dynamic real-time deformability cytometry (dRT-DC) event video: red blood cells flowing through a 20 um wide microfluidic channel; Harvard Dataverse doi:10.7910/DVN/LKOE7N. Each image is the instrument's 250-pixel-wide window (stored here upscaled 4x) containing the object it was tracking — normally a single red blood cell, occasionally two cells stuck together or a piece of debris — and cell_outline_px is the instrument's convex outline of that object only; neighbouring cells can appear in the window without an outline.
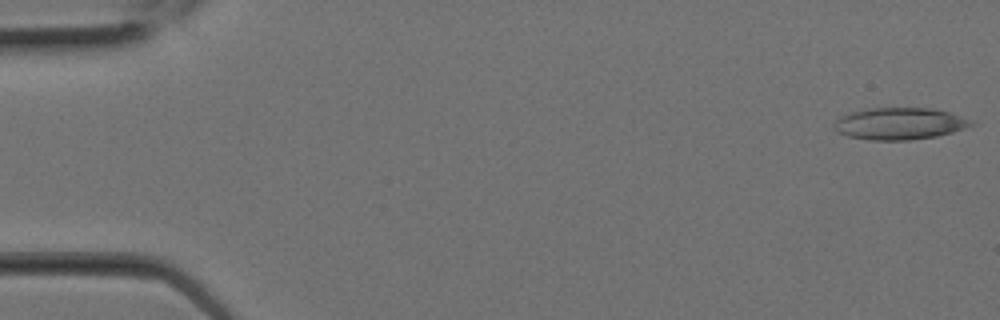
{"species": "Egyptian fruit bat (a non-hibernating species)", "species_latin": "Rousettus aegyptiacus", "temperature_condition": "room temperature", "stored_images_in_passage": 2, "camera_frame_rate_fps": 3000, "um_per_image_px": 0.085, "animal": {"sex": "female"}, "frame": {"image": 1, "passage_image": 1, "time_ms": 0.0, "image_size_px": [1000, 320], "cell_outline_px": [[976, 124], [952, 132], [936, 136], [908, 140], [868, 140], [848, 136], [836, 132], [832, 128], [832, 124], [840, 116], [848, 112], [868, 108], [932, 108], [952, 112], [976, 120]], "centroid_in_image_um": [76.47, 10.5], "position_along_channel_um": 8.5, "area_um2": 26.01}}